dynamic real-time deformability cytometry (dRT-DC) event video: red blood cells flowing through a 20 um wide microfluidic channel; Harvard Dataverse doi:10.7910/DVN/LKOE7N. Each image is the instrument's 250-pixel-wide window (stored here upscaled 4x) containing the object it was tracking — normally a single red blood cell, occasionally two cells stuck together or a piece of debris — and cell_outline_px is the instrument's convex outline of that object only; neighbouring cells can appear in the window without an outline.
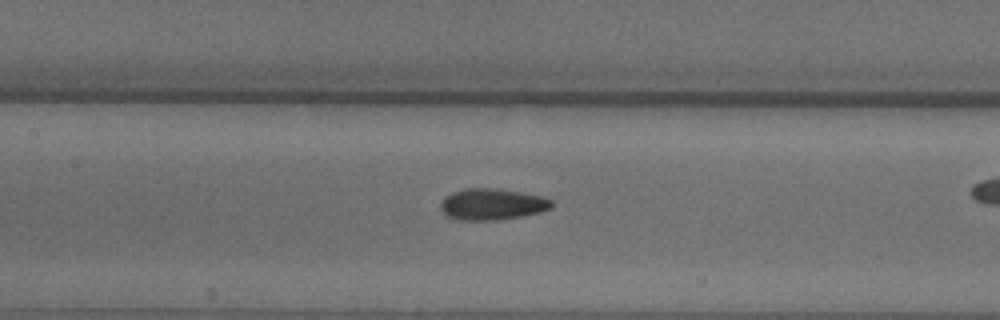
{"species": "common noctule bat (a hibernating species)", "species_latin": "Nyctalus noctula", "temperature_condition": "warm", "stored_images_in_passage": 18, "camera_frame_rate_fps": 3000, "um_per_image_px": 0.085, "animal": {"sex": "male", "body_mass_g": 18.8}, "frame": {"image": 1, "passage_image": 6, "time_ms": 1.667, "image_size_px": [1000, 320], "cell_outline_px": [[552, 208], [540, 212], [520, 216], [496, 220], [460, 220], [448, 216], [440, 208], [440, 204], [444, 196], [452, 192], [464, 188], [496, 188], [520, 192], [540, 196], [552, 200]], "centroid_in_image_um": [41.8, 17.35], "position_along_channel_um": 165.6, "area_um2": 20.23}}
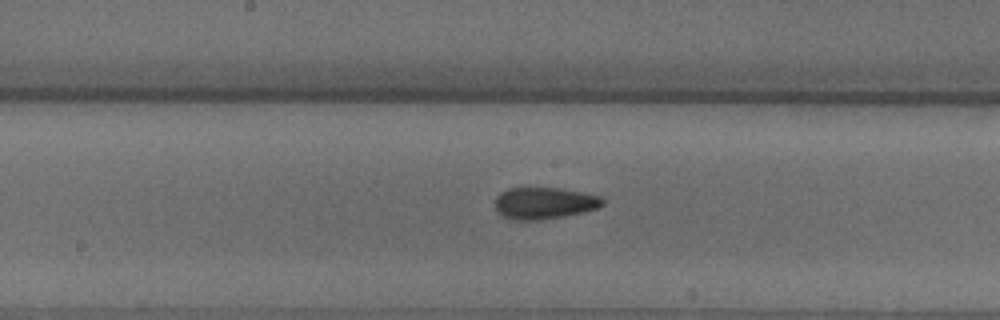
{"frame": {"image": 2, "passage_image": 8, "time_ms": 2.333, "image_size_px": [1000, 320], "cell_outline_px": [[604, 204], [596, 208], [584, 212], [564, 216], [540, 220], [512, 220], [496, 212], [496, 196], [500, 192], [508, 188], [528, 184], [560, 188], [600, 196], [604, 200]], "centroid_in_image_um": [46.2, 17.22], "position_along_channel_um": 202.0, "area_um2": 20.63}}
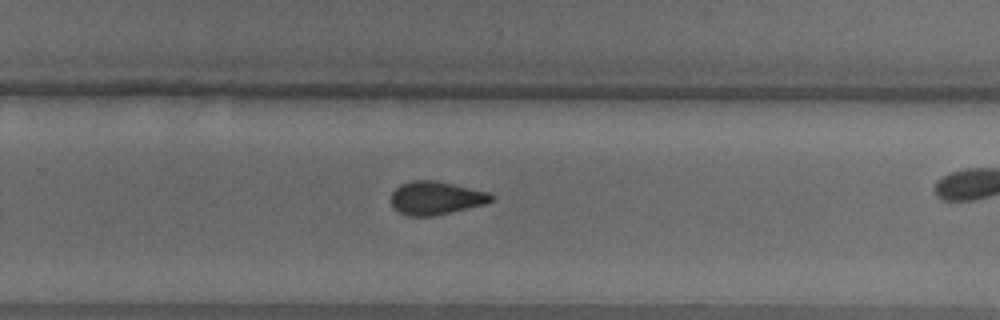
{"frame": {"image": 3, "passage_image": 13, "time_ms": 4.0, "image_size_px": [1000, 320], "cell_outline_px": [[492, 200], [484, 204], [436, 216], [408, 216], [396, 212], [392, 208], [392, 192], [400, 184], [412, 180], [436, 180], [488, 192], [492, 196]], "centroid_in_image_um": [37.0, 16.84], "position_along_channel_um": 292.8, "area_um2": 19.48}}